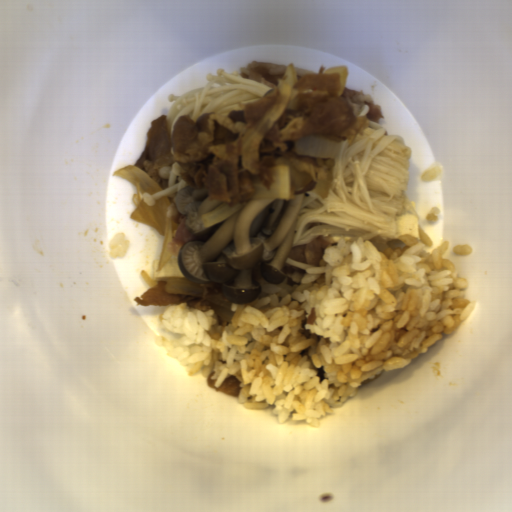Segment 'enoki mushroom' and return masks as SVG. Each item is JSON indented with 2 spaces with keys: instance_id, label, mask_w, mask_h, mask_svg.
Listing matches in <instances>:
<instances>
[{
  "instance_id": "enoki-mushroom-3",
  "label": "enoki mushroom",
  "mask_w": 512,
  "mask_h": 512,
  "mask_svg": "<svg viewBox=\"0 0 512 512\" xmlns=\"http://www.w3.org/2000/svg\"><path fill=\"white\" fill-rule=\"evenodd\" d=\"M183 170L185 169L182 168L176 161L172 163V165L159 167V181H157V183L162 191L155 194H148L147 192H143L142 201L147 205L153 206L156 204V199L167 195L170 201V205L167 207V217L179 213L175 204V196L181 189L189 186L181 178L180 173Z\"/></svg>"
},
{
  "instance_id": "enoki-mushroom-2",
  "label": "enoki mushroom",
  "mask_w": 512,
  "mask_h": 512,
  "mask_svg": "<svg viewBox=\"0 0 512 512\" xmlns=\"http://www.w3.org/2000/svg\"><path fill=\"white\" fill-rule=\"evenodd\" d=\"M208 83L181 96L170 93L167 97L172 103L166 119L172 135L180 117L188 115L195 123L200 114L213 112L228 115L231 111H241L239 104L260 100L274 88L268 87L250 78L241 76V72H228L219 68L216 74H207Z\"/></svg>"
},
{
  "instance_id": "enoki-mushroom-1",
  "label": "enoki mushroom",
  "mask_w": 512,
  "mask_h": 512,
  "mask_svg": "<svg viewBox=\"0 0 512 512\" xmlns=\"http://www.w3.org/2000/svg\"><path fill=\"white\" fill-rule=\"evenodd\" d=\"M285 143L295 155L314 159L327 174L324 181H315L276 155L270 189L253 181L251 199L303 195L292 248L330 233L334 240L343 236L348 245L362 239L381 251L406 249L407 244L398 239V218L411 214L419 219V215L406 195L412 151L403 135L369 121L351 143L313 135Z\"/></svg>"
}]
</instances>
